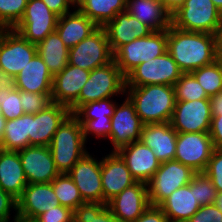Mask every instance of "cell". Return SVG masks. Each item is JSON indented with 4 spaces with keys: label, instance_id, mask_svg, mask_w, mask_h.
<instances>
[{
    "label": "cell",
    "instance_id": "4316f807",
    "mask_svg": "<svg viewBox=\"0 0 222 222\" xmlns=\"http://www.w3.org/2000/svg\"><path fill=\"white\" fill-rule=\"evenodd\" d=\"M99 27L86 15L75 10L58 17L56 32L69 49L90 36Z\"/></svg>",
    "mask_w": 222,
    "mask_h": 222
},
{
    "label": "cell",
    "instance_id": "ac0fdd59",
    "mask_svg": "<svg viewBox=\"0 0 222 222\" xmlns=\"http://www.w3.org/2000/svg\"><path fill=\"white\" fill-rule=\"evenodd\" d=\"M106 204L117 220L134 222L150 205L147 184L136 182Z\"/></svg>",
    "mask_w": 222,
    "mask_h": 222
},
{
    "label": "cell",
    "instance_id": "d6986e66",
    "mask_svg": "<svg viewBox=\"0 0 222 222\" xmlns=\"http://www.w3.org/2000/svg\"><path fill=\"white\" fill-rule=\"evenodd\" d=\"M70 114L69 108L58 103H52L45 110L30 114V145L49 146L54 133Z\"/></svg>",
    "mask_w": 222,
    "mask_h": 222
},
{
    "label": "cell",
    "instance_id": "681fc988",
    "mask_svg": "<svg viewBox=\"0 0 222 222\" xmlns=\"http://www.w3.org/2000/svg\"><path fill=\"white\" fill-rule=\"evenodd\" d=\"M47 7L58 17L71 12L70 8L75 9V5L70 0H42Z\"/></svg>",
    "mask_w": 222,
    "mask_h": 222
},
{
    "label": "cell",
    "instance_id": "4dcf8cb0",
    "mask_svg": "<svg viewBox=\"0 0 222 222\" xmlns=\"http://www.w3.org/2000/svg\"><path fill=\"white\" fill-rule=\"evenodd\" d=\"M127 0H79L75 6L98 27H104L121 12L126 11Z\"/></svg>",
    "mask_w": 222,
    "mask_h": 222
},
{
    "label": "cell",
    "instance_id": "f6af8a7d",
    "mask_svg": "<svg viewBox=\"0 0 222 222\" xmlns=\"http://www.w3.org/2000/svg\"><path fill=\"white\" fill-rule=\"evenodd\" d=\"M187 222H222V212L215 204L203 205Z\"/></svg>",
    "mask_w": 222,
    "mask_h": 222
},
{
    "label": "cell",
    "instance_id": "7a4b0ae2",
    "mask_svg": "<svg viewBox=\"0 0 222 222\" xmlns=\"http://www.w3.org/2000/svg\"><path fill=\"white\" fill-rule=\"evenodd\" d=\"M125 95L133 103L144 125L171 121L176 104L173 86H126Z\"/></svg>",
    "mask_w": 222,
    "mask_h": 222
},
{
    "label": "cell",
    "instance_id": "816d5d0a",
    "mask_svg": "<svg viewBox=\"0 0 222 222\" xmlns=\"http://www.w3.org/2000/svg\"><path fill=\"white\" fill-rule=\"evenodd\" d=\"M209 99L211 103L212 116L222 115V90L217 94L211 96Z\"/></svg>",
    "mask_w": 222,
    "mask_h": 222
},
{
    "label": "cell",
    "instance_id": "9a60e30c",
    "mask_svg": "<svg viewBox=\"0 0 222 222\" xmlns=\"http://www.w3.org/2000/svg\"><path fill=\"white\" fill-rule=\"evenodd\" d=\"M59 205L51 183L27 184L17 199L18 222H32L41 213Z\"/></svg>",
    "mask_w": 222,
    "mask_h": 222
},
{
    "label": "cell",
    "instance_id": "d590c367",
    "mask_svg": "<svg viewBox=\"0 0 222 222\" xmlns=\"http://www.w3.org/2000/svg\"><path fill=\"white\" fill-rule=\"evenodd\" d=\"M191 74L200 83L209 98L222 90V69L216 60L192 71Z\"/></svg>",
    "mask_w": 222,
    "mask_h": 222
},
{
    "label": "cell",
    "instance_id": "484cf974",
    "mask_svg": "<svg viewBox=\"0 0 222 222\" xmlns=\"http://www.w3.org/2000/svg\"><path fill=\"white\" fill-rule=\"evenodd\" d=\"M16 88L32 93H52L53 75L37 53L15 76Z\"/></svg>",
    "mask_w": 222,
    "mask_h": 222
},
{
    "label": "cell",
    "instance_id": "8d00e7d4",
    "mask_svg": "<svg viewBox=\"0 0 222 222\" xmlns=\"http://www.w3.org/2000/svg\"><path fill=\"white\" fill-rule=\"evenodd\" d=\"M173 87L176 101L209 99L203 87L191 73H183Z\"/></svg>",
    "mask_w": 222,
    "mask_h": 222
},
{
    "label": "cell",
    "instance_id": "4fadbf2b",
    "mask_svg": "<svg viewBox=\"0 0 222 222\" xmlns=\"http://www.w3.org/2000/svg\"><path fill=\"white\" fill-rule=\"evenodd\" d=\"M213 150L209 132L177 133L174 159L189 166L196 173L204 172Z\"/></svg>",
    "mask_w": 222,
    "mask_h": 222
},
{
    "label": "cell",
    "instance_id": "6da1fadb",
    "mask_svg": "<svg viewBox=\"0 0 222 222\" xmlns=\"http://www.w3.org/2000/svg\"><path fill=\"white\" fill-rule=\"evenodd\" d=\"M218 35L185 31L172 24L167 29V51L183 73H191L216 60Z\"/></svg>",
    "mask_w": 222,
    "mask_h": 222
},
{
    "label": "cell",
    "instance_id": "91938a15",
    "mask_svg": "<svg viewBox=\"0 0 222 222\" xmlns=\"http://www.w3.org/2000/svg\"><path fill=\"white\" fill-rule=\"evenodd\" d=\"M75 6L78 4L79 0H70Z\"/></svg>",
    "mask_w": 222,
    "mask_h": 222
},
{
    "label": "cell",
    "instance_id": "f5cc1de1",
    "mask_svg": "<svg viewBox=\"0 0 222 222\" xmlns=\"http://www.w3.org/2000/svg\"><path fill=\"white\" fill-rule=\"evenodd\" d=\"M166 11L172 16L178 9L182 7L185 0H160Z\"/></svg>",
    "mask_w": 222,
    "mask_h": 222
},
{
    "label": "cell",
    "instance_id": "bcb514c9",
    "mask_svg": "<svg viewBox=\"0 0 222 222\" xmlns=\"http://www.w3.org/2000/svg\"><path fill=\"white\" fill-rule=\"evenodd\" d=\"M11 209L15 211L12 222H18L16 214L17 200L0 188V222H10Z\"/></svg>",
    "mask_w": 222,
    "mask_h": 222
},
{
    "label": "cell",
    "instance_id": "5bb4252c",
    "mask_svg": "<svg viewBox=\"0 0 222 222\" xmlns=\"http://www.w3.org/2000/svg\"><path fill=\"white\" fill-rule=\"evenodd\" d=\"M212 120L210 99L176 101L171 126L177 133L209 132Z\"/></svg>",
    "mask_w": 222,
    "mask_h": 222
},
{
    "label": "cell",
    "instance_id": "f1b7e54d",
    "mask_svg": "<svg viewBox=\"0 0 222 222\" xmlns=\"http://www.w3.org/2000/svg\"><path fill=\"white\" fill-rule=\"evenodd\" d=\"M126 11L152 31L166 30L171 25V15L161 1L127 0Z\"/></svg>",
    "mask_w": 222,
    "mask_h": 222
},
{
    "label": "cell",
    "instance_id": "680465c9",
    "mask_svg": "<svg viewBox=\"0 0 222 222\" xmlns=\"http://www.w3.org/2000/svg\"><path fill=\"white\" fill-rule=\"evenodd\" d=\"M218 42L222 45V28L218 36Z\"/></svg>",
    "mask_w": 222,
    "mask_h": 222
},
{
    "label": "cell",
    "instance_id": "c3c4849f",
    "mask_svg": "<svg viewBox=\"0 0 222 222\" xmlns=\"http://www.w3.org/2000/svg\"><path fill=\"white\" fill-rule=\"evenodd\" d=\"M209 135L214 148L222 149V115L212 116Z\"/></svg>",
    "mask_w": 222,
    "mask_h": 222
},
{
    "label": "cell",
    "instance_id": "74e56055",
    "mask_svg": "<svg viewBox=\"0 0 222 222\" xmlns=\"http://www.w3.org/2000/svg\"><path fill=\"white\" fill-rule=\"evenodd\" d=\"M28 0H0V25L13 29L22 19Z\"/></svg>",
    "mask_w": 222,
    "mask_h": 222
},
{
    "label": "cell",
    "instance_id": "7c38bea8",
    "mask_svg": "<svg viewBox=\"0 0 222 222\" xmlns=\"http://www.w3.org/2000/svg\"><path fill=\"white\" fill-rule=\"evenodd\" d=\"M143 125L133 103L126 96L122 104H116L111 117V131L108 140L113 149L110 152H117L122 147L139 141Z\"/></svg>",
    "mask_w": 222,
    "mask_h": 222
},
{
    "label": "cell",
    "instance_id": "8fae6325",
    "mask_svg": "<svg viewBox=\"0 0 222 222\" xmlns=\"http://www.w3.org/2000/svg\"><path fill=\"white\" fill-rule=\"evenodd\" d=\"M57 20L42 0H28L22 19L13 29L37 45L56 30Z\"/></svg>",
    "mask_w": 222,
    "mask_h": 222
},
{
    "label": "cell",
    "instance_id": "2e32d148",
    "mask_svg": "<svg viewBox=\"0 0 222 222\" xmlns=\"http://www.w3.org/2000/svg\"><path fill=\"white\" fill-rule=\"evenodd\" d=\"M90 152L85 154L68 172L85 202L103 203L101 160Z\"/></svg>",
    "mask_w": 222,
    "mask_h": 222
},
{
    "label": "cell",
    "instance_id": "11a10c76",
    "mask_svg": "<svg viewBox=\"0 0 222 222\" xmlns=\"http://www.w3.org/2000/svg\"><path fill=\"white\" fill-rule=\"evenodd\" d=\"M216 61L219 63L222 69V45L219 42L216 49Z\"/></svg>",
    "mask_w": 222,
    "mask_h": 222
},
{
    "label": "cell",
    "instance_id": "db71d44e",
    "mask_svg": "<svg viewBox=\"0 0 222 222\" xmlns=\"http://www.w3.org/2000/svg\"><path fill=\"white\" fill-rule=\"evenodd\" d=\"M5 126H6V119L0 114V146L4 135Z\"/></svg>",
    "mask_w": 222,
    "mask_h": 222
},
{
    "label": "cell",
    "instance_id": "52a82bcc",
    "mask_svg": "<svg viewBox=\"0 0 222 222\" xmlns=\"http://www.w3.org/2000/svg\"><path fill=\"white\" fill-rule=\"evenodd\" d=\"M196 172L177 160L160 163L159 169L147 183L149 203L159 206L172 192L188 185Z\"/></svg>",
    "mask_w": 222,
    "mask_h": 222
},
{
    "label": "cell",
    "instance_id": "1f68e13d",
    "mask_svg": "<svg viewBox=\"0 0 222 222\" xmlns=\"http://www.w3.org/2000/svg\"><path fill=\"white\" fill-rule=\"evenodd\" d=\"M29 133L30 114H23L19 118L6 121L0 149L19 151L30 146Z\"/></svg>",
    "mask_w": 222,
    "mask_h": 222
},
{
    "label": "cell",
    "instance_id": "e575fe53",
    "mask_svg": "<svg viewBox=\"0 0 222 222\" xmlns=\"http://www.w3.org/2000/svg\"><path fill=\"white\" fill-rule=\"evenodd\" d=\"M106 203L84 202L74 210L73 222H115Z\"/></svg>",
    "mask_w": 222,
    "mask_h": 222
},
{
    "label": "cell",
    "instance_id": "603a6c76",
    "mask_svg": "<svg viewBox=\"0 0 222 222\" xmlns=\"http://www.w3.org/2000/svg\"><path fill=\"white\" fill-rule=\"evenodd\" d=\"M103 28L106 31L112 53L119 47L153 32L127 11L118 13Z\"/></svg>",
    "mask_w": 222,
    "mask_h": 222
},
{
    "label": "cell",
    "instance_id": "f907efd6",
    "mask_svg": "<svg viewBox=\"0 0 222 222\" xmlns=\"http://www.w3.org/2000/svg\"><path fill=\"white\" fill-rule=\"evenodd\" d=\"M15 77L0 68V90L15 89Z\"/></svg>",
    "mask_w": 222,
    "mask_h": 222
},
{
    "label": "cell",
    "instance_id": "ee69618b",
    "mask_svg": "<svg viewBox=\"0 0 222 222\" xmlns=\"http://www.w3.org/2000/svg\"><path fill=\"white\" fill-rule=\"evenodd\" d=\"M74 211L59 205L38 215L32 222H73Z\"/></svg>",
    "mask_w": 222,
    "mask_h": 222
},
{
    "label": "cell",
    "instance_id": "f35d334b",
    "mask_svg": "<svg viewBox=\"0 0 222 222\" xmlns=\"http://www.w3.org/2000/svg\"><path fill=\"white\" fill-rule=\"evenodd\" d=\"M0 114L6 121L19 118L25 114L20 101L19 89L0 90Z\"/></svg>",
    "mask_w": 222,
    "mask_h": 222
},
{
    "label": "cell",
    "instance_id": "b9f144b4",
    "mask_svg": "<svg viewBox=\"0 0 222 222\" xmlns=\"http://www.w3.org/2000/svg\"><path fill=\"white\" fill-rule=\"evenodd\" d=\"M218 193L222 192V149L214 148L204 171Z\"/></svg>",
    "mask_w": 222,
    "mask_h": 222
},
{
    "label": "cell",
    "instance_id": "9c48e42d",
    "mask_svg": "<svg viewBox=\"0 0 222 222\" xmlns=\"http://www.w3.org/2000/svg\"><path fill=\"white\" fill-rule=\"evenodd\" d=\"M113 60L108 37L103 27L69 49L68 64L91 71Z\"/></svg>",
    "mask_w": 222,
    "mask_h": 222
},
{
    "label": "cell",
    "instance_id": "ab89813d",
    "mask_svg": "<svg viewBox=\"0 0 222 222\" xmlns=\"http://www.w3.org/2000/svg\"><path fill=\"white\" fill-rule=\"evenodd\" d=\"M52 93H32L20 90V101L25 114H36L51 105Z\"/></svg>",
    "mask_w": 222,
    "mask_h": 222
},
{
    "label": "cell",
    "instance_id": "e0dca14e",
    "mask_svg": "<svg viewBox=\"0 0 222 222\" xmlns=\"http://www.w3.org/2000/svg\"><path fill=\"white\" fill-rule=\"evenodd\" d=\"M18 154L28 184L51 183L60 174L49 146L30 145Z\"/></svg>",
    "mask_w": 222,
    "mask_h": 222
},
{
    "label": "cell",
    "instance_id": "6f0895ef",
    "mask_svg": "<svg viewBox=\"0 0 222 222\" xmlns=\"http://www.w3.org/2000/svg\"><path fill=\"white\" fill-rule=\"evenodd\" d=\"M217 9L222 13V0H212Z\"/></svg>",
    "mask_w": 222,
    "mask_h": 222
},
{
    "label": "cell",
    "instance_id": "f546056e",
    "mask_svg": "<svg viewBox=\"0 0 222 222\" xmlns=\"http://www.w3.org/2000/svg\"><path fill=\"white\" fill-rule=\"evenodd\" d=\"M37 53L41 56L53 77L68 65L69 48L56 31L37 44Z\"/></svg>",
    "mask_w": 222,
    "mask_h": 222
},
{
    "label": "cell",
    "instance_id": "ba28073f",
    "mask_svg": "<svg viewBox=\"0 0 222 222\" xmlns=\"http://www.w3.org/2000/svg\"><path fill=\"white\" fill-rule=\"evenodd\" d=\"M178 64L167 52L148 62H142L126 76V86L152 84L173 86L182 76Z\"/></svg>",
    "mask_w": 222,
    "mask_h": 222
},
{
    "label": "cell",
    "instance_id": "cb8c5ba5",
    "mask_svg": "<svg viewBox=\"0 0 222 222\" xmlns=\"http://www.w3.org/2000/svg\"><path fill=\"white\" fill-rule=\"evenodd\" d=\"M140 141L152 149L161 163L175 157L177 132L170 122L143 125Z\"/></svg>",
    "mask_w": 222,
    "mask_h": 222
},
{
    "label": "cell",
    "instance_id": "8992f818",
    "mask_svg": "<svg viewBox=\"0 0 222 222\" xmlns=\"http://www.w3.org/2000/svg\"><path fill=\"white\" fill-rule=\"evenodd\" d=\"M167 52V29L153 31L148 36L137 38L119 47L113 53V60L126 77L142 62H148Z\"/></svg>",
    "mask_w": 222,
    "mask_h": 222
},
{
    "label": "cell",
    "instance_id": "836d02e7",
    "mask_svg": "<svg viewBox=\"0 0 222 222\" xmlns=\"http://www.w3.org/2000/svg\"><path fill=\"white\" fill-rule=\"evenodd\" d=\"M111 98L86 103L80 106L73 115L78 119L82 126L93 119H111L116 107V100Z\"/></svg>",
    "mask_w": 222,
    "mask_h": 222
},
{
    "label": "cell",
    "instance_id": "ffe728a7",
    "mask_svg": "<svg viewBox=\"0 0 222 222\" xmlns=\"http://www.w3.org/2000/svg\"><path fill=\"white\" fill-rule=\"evenodd\" d=\"M103 203L121 193L137 181L132 177L124 160L117 152H111L101 159Z\"/></svg>",
    "mask_w": 222,
    "mask_h": 222
},
{
    "label": "cell",
    "instance_id": "7402d4cb",
    "mask_svg": "<svg viewBox=\"0 0 222 222\" xmlns=\"http://www.w3.org/2000/svg\"><path fill=\"white\" fill-rule=\"evenodd\" d=\"M89 76L90 71L68 64L53 77L52 102L70 108L79 98Z\"/></svg>",
    "mask_w": 222,
    "mask_h": 222
},
{
    "label": "cell",
    "instance_id": "d4e9b609",
    "mask_svg": "<svg viewBox=\"0 0 222 222\" xmlns=\"http://www.w3.org/2000/svg\"><path fill=\"white\" fill-rule=\"evenodd\" d=\"M195 175L192 181L172 192L159 207L169 222H187L201 207L195 199Z\"/></svg>",
    "mask_w": 222,
    "mask_h": 222
},
{
    "label": "cell",
    "instance_id": "7bdbcfd3",
    "mask_svg": "<svg viewBox=\"0 0 222 222\" xmlns=\"http://www.w3.org/2000/svg\"><path fill=\"white\" fill-rule=\"evenodd\" d=\"M82 127L86 142L89 140L88 137L90 138L91 134L97 139L108 140L111 131V119L97 118L88 120Z\"/></svg>",
    "mask_w": 222,
    "mask_h": 222
},
{
    "label": "cell",
    "instance_id": "94428289",
    "mask_svg": "<svg viewBox=\"0 0 222 222\" xmlns=\"http://www.w3.org/2000/svg\"><path fill=\"white\" fill-rule=\"evenodd\" d=\"M115 222H128V221H121V220H116Z\"/></svg>",
    "mask_w": 222,
    "mask_h": 222
},
{
    "label": "cell",
    "instance_id": "9f6ffc18",
    "mask_svg": "<svg viewBox=\"0 0 222 222\" xmlns=\"http://www.w3.org/2000/svg\"><path fill=\"white\" fill-rule=\"evenodd\" d=\"M215 205L222 212V192L217 194Z\"/></svg>",
    "mask_w": 222,
    "mask_h": 222
},
{
    "label": "cell",
    "instance_id": "5b68a950",
    "mask_svg": "<svg viewBox=\"0 0 222 222\" xmlns=\"http://www.w3.org/2000/svg\"><path fill=\"white\" fill-rule=\"evenodd\" d=\"M171 24L181 30L218 35L222 28V13L212 0H185L171 16Z\"/></svg>",
    "mask_w": 222,
    "mask_h": 222
},
{
    "label": "cell",
    "instance_id": "30bf717a",
    "mask_svg": "<svg viewBox=\"0 0 222 222\" xmlns=\"http://www.w3.org/2000/svg\"><path fill=\"white\" fill-rule=\"evenodd\" d=\"M37 54V45L30 43L14 29L0 31V68L17 76Z\"/></svg>",
    "mask_w": 222,
    "mask_h": 222
},
{
    "label": "cell",
    "instance_id": "44dd1931",
    "mask_svg": "<svg viewBox=\"0 0 222 222\" xmlns=\"http://www.w3.org/2000/svg\"><path fill=\"white\" fill-rule=\"evenodd\" d=\"M117 153L124 160L132 177L137 182L147 184L159 169L161 163L152 149L140 140L122 147Z\"/></svg>",
    "mask_w": 222,
    "mask_h": 222
},
{
    "label": "cell",
    "instance_id": "277c9868",
    "mask_svg": "<svg viewBox=\"0 0 222 222\" xmlns=\"http://www.w3.org/2000/svg\"><path fill=\"white\" fill-rule=\"evenodd\" d=\"M126 77L112 60L110 63L90 71L87 82L82 87L79 98L69 108L73 114L80 106L119 95L124 96Z\"/></svg>",
    "mask_w": 222,
    "mask_h": 222
},
{
    "label": "cell",
    "instance_id": "3957f363",
    "mask_svg": "<svg viewBox=\"0 0 222 222\" xmlns=\"http://www.w3.org/2000/svg\"><path fill=\"white\" fill-rule=\"evenodd\" d=\"M82 124L70 114L59 126L49 145L59 173H68L88 153Z\"/></svg>",
    "mask_w": 222,
    "mask_h": 222
},
{
    "label": "cell",
    "instance_id": "d6a6232c",
    "mask_svg": "<svg viewBox=\"0 0 222 222\" xmlns=\"http://www.w3.org/2000/svg\"><path fill=\"white\" fill-rule=\"evenodd\" d=\"M51 184L60 205L74 211L85 202L68 173L59 174Z\"/></svg>",
    "mask_w": 222,
    "mask_h": 222
},
{
    "label": "cell",
    "instance_id": "83f0119b",
    "mask_svg": "<svg viewBox=\"0 0 222 222\" xmlns=\"http://www.w3.org/2000/svg\"><path fill=\"white\" fill-rule=\"evenodd\" d=\"M27 184L18 151L0 149V188L17 200Z\"/></svg>",
    "mask_w": 222,
    "mask_h": 222
},
{
    "label": "cell",
    "instance_id": "60d3db41",
    "mask_svg": "<svg viewBox=\"0 0 222 222\" xmlns=\"http://www.w3.org/2000/svg\"><path fill=\"white\" fill-rule=\"evenodd\" d=\"M217 189L204 172L195 174V196L200 206L215 204Z\"/></svg>",
    "mask_w": 222,
    "mask_h": 222
},
{
    "label": "cell",
    "instance_id": "7dc6e473",
    "mask_svg": "<svg viewBox=\"0 0 222 222\" xmlns=\"http://www.w3.org/2000/svg\"><path fill=\"white\" fill-rule=\"evenodd\" d=\"M134 222H169V220L159 206L149 205Z\"/></svg>",
    "mask_w": 222,
    "mask_h": 222
}]
</instances>
